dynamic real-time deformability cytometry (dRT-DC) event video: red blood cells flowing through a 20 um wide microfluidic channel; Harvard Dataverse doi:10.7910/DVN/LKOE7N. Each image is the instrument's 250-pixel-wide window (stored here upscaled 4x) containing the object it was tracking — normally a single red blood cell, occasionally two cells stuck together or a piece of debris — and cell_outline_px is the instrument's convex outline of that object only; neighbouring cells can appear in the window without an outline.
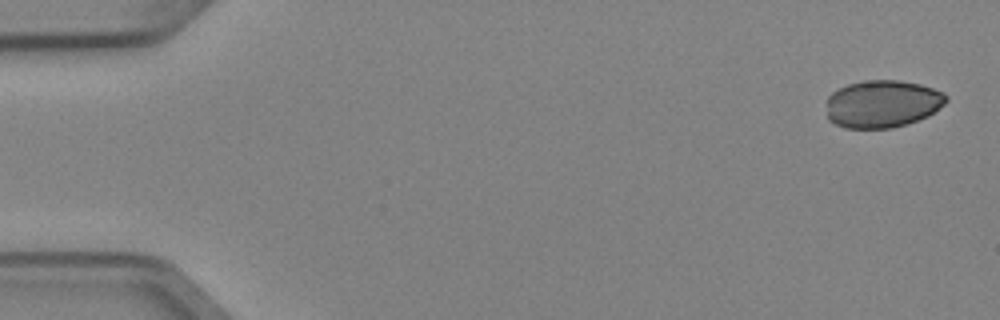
{"species": "Egyptian fruit bat (a non-hibernating species)", "species_latin": "Rousettus aegyptiacus", "temperature_condition": "cold", "stored_images_in_passage": 5, "camera_frame_rate_fps": 3000, "um_per_image_px": 0.085, "animal": {"sex": "female"}, "frame": {"image": 1, "passage_image": 1, "time_ms": 0.0, "image_size_px": [1000, 320], "cell_outline_px": [[948, 100], [944, 104], [928, 116], [892, 128], [844, 128], [828, 120], [828, 96], [832, 92], [848, 84], [864, 80], [896, 80], [920, 84], [944, 92], [948, 96]], "centroid_in_image_um": [75.01, 8.82], "position_along_channel_um": 10.0, "area_um2": 33.06}}